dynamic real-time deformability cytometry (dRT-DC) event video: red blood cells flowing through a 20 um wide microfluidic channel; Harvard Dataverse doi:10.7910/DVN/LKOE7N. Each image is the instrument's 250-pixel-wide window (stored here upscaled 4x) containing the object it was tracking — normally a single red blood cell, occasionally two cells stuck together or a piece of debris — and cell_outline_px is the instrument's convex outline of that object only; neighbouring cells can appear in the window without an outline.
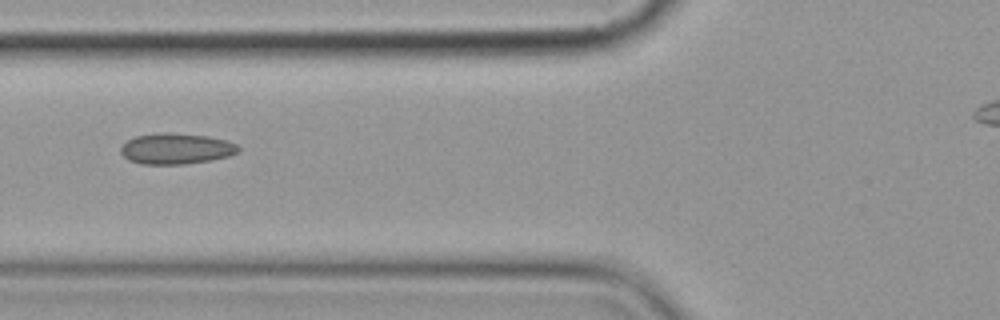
{"species": "common noctule bat (a hibernating species)", "species_latin": "Nyctalus noctula", "temperature_condition": "cold", "stored_images_in_passage": 10, "camera_frame_rate_fps": 3000, "um_per_image_px": 0.085, "animal": {"sex": "female", "body_mass_g": 19.9}, "frame": {"image": 1, "passage_image": 6, "time_ms": 6.0, "image_size_px": [1000, 320], "cell_outline_px": [[240, 152], [228, 156], [212, 160], [184, 164], [140, 164], [128, 160], [120, 152], [120, 148], [128, 140], [136, 136], [160, 132], [168, 132], [208, 136], [228, 140], [236, 144], [240, 148]], "centroid_in_image_um": [14.99, 12.63], "position_along_channel_um": 110.8, "area_um2": 21.33}}
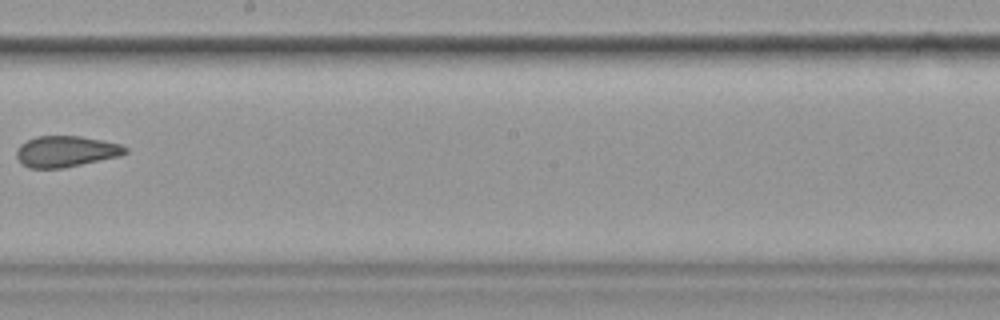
{"frame": {"image": 2, "passage_image": 9, "time_ms": 9.667, "image_size_px": [1000, 320], "cell_outline_px": [[128, 152], [120, 156], [64, 168], [28, 168], [20, 164], [16, 156], [16, 148], [20, 144], [36, 136], [80, 136], [120, 144], [128, 148]], "centroid_in_image_um": [5.57, 12.88], "position_along_channel_um": 242.6, "area_um2": 19.83}}
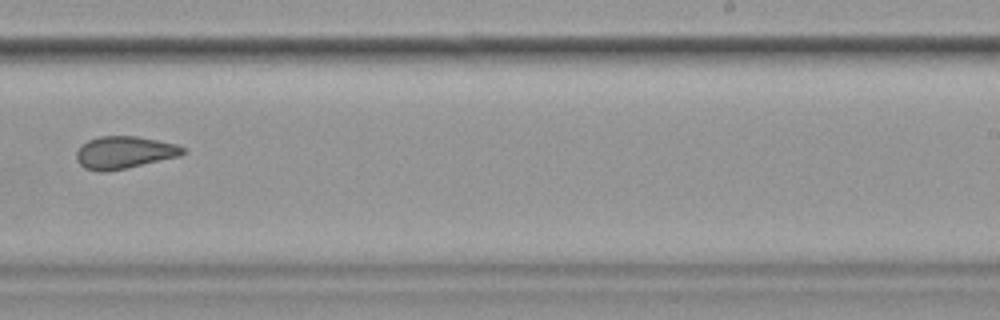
{"frame": {"image": 3, "passage_image": 10, "time_ms": 10.667, "image_size_px": [1000, 320], "cell_outline_px": [[188, 152], [180, 156], [128, 168], [108, 172], [100, 172], [84, 168], [76, 160], [76, 152], [88, 140], [100, 136], [136, 136], [176, 144], [184, 148]], "centroid_in_image_um": [10.58, 12.97], "position_along_channel_um": 278.4, "area_um2": 20.17}}